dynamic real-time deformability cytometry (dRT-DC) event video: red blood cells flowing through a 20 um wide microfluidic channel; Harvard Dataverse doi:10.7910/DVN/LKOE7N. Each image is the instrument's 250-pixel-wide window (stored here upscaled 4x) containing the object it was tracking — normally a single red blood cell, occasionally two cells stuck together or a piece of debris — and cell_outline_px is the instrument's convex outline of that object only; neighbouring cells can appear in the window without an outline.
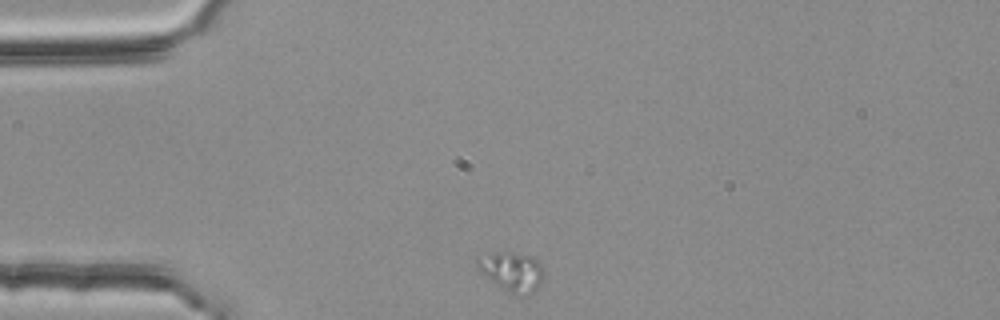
{"species": "common noctule bat (a hibernating species)", "species_latin": "Nyctalus noctula", "temperature_condition": "room temperature", "stored_images_in_passage": 29, "camera_frame_rate_fps": 3000, "um_per_image_px": 0.085, "animal": {"sex": "female", "body_mass_g": 25.1}, "frame": {"image": 1, "passage_image": 1, "time_ms": 0.0, "image_size_px": [1000, 320], "cell_outline_px": [[544, 272], [540, 284], [532, 292], [516, 296], [512, 296], [484, 276], [480, 272], [476, 264], [476, 256], [496, 252], [512, 252], [532, 256], [544, 268]], "centroid_in_image_um": [43.47, 23.08], "position_along_channel_um": 41.5, "area_um2": 15.49}}